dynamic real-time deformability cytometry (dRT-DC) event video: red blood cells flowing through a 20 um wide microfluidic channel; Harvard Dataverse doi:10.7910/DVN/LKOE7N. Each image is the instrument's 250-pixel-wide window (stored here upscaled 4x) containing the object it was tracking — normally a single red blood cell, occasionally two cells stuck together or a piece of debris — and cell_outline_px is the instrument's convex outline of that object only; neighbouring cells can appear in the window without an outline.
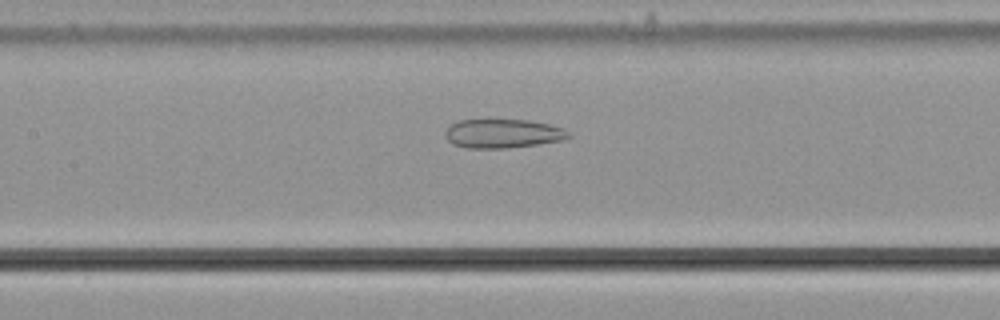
{"species": "common noctule bat (a hibernating species)", "species_latin": "Nyctalus noctula", "temperature_condition": "cold", "stored_images_in_passage": 36, "camera_frame_rate_fps": 3000, "um_per_image_px": 0.085, "animal": {"sex": "male", "body_mass_g": 21.5, "forearm_length_mm": 52.0}, "frame": {"image": 1, "passage_image": 13, "time_ms": 4.0, "image_size_px": [1000, 320], "cell_outline_px": [[572, 136], [564, 140], [536, 144], [504, 148], [468, 148], [452, 144], [444, 136], [444, 132], [452, 124], [460, 120], [484, 116], [528, 120], [548, 124], [564, 128]], "centroid_in_image_um": [42.69, 11.3], "position_along_channel_um": 164.7, "area_um2": 21.68}}
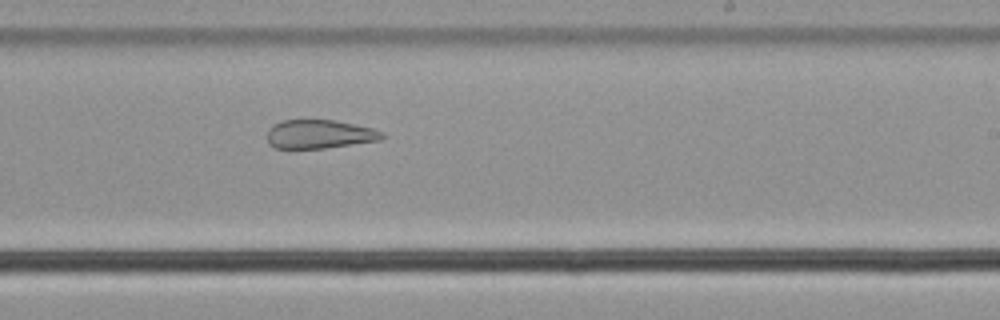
{"frame": {"image": 2, "passage_image": 21, "time_ms": 6.667, "image_size_px": [1000, 320], "cell_outline_px": [[384, 136], [380, 140], [324, 148], [276, 148], [268, 144], [268, 128], [272, 124], [280, 120], [332, 120], [372, 128], [384, 132]], "centroid_in_image_um": [27.11, 11.4], "position_along_channel_um": 261.9, "area_um2": 19.13}}
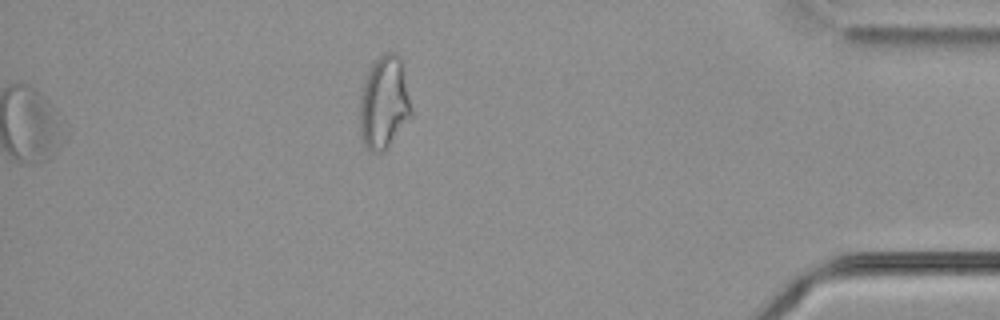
{"frame": {"image": 3, "passage_image": 36, "time_ms": 11.667, "image_size_px": [1000, 320], "cell_outline_px": [[412, 116], [384, 152], [372, 152], [364, 144], [360, 136], [360, 96], [368, 68], [384, 52], [396, 52], [400, 56], [404, 64], [412, 112]], "centroid_in_image_um": [32.66, 8.7], "position_along_channel_um": 402.5, "area_um2": 28.32}, "authors_computed_cell_mechanics": {"area_um2": 22.6865, "velocity_mm_per_s": 3.6622, "shape_relaxation_time_tau1_ms": null, "shape_relaxation_time_tau2_ms": 2.6232, "deformation_change_tau1": null, "deformation_change_tau2": 0.1107}}